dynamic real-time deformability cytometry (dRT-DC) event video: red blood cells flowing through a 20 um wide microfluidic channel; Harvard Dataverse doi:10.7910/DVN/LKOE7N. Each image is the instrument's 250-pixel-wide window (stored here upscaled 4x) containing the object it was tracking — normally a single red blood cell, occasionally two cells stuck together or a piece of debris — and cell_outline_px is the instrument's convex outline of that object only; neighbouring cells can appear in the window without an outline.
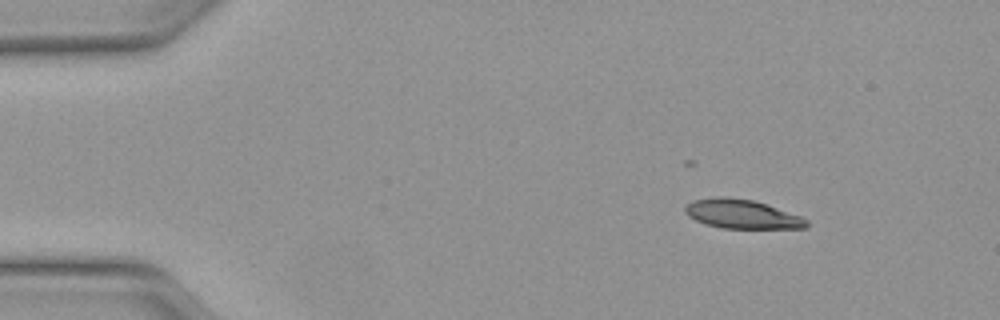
{"species": "Egyptian fruit bat (a non-hibernating species)", "species_latin": "Rousettus aegyptiacus", "temperature_condition": "warm", "stored_images_in_passage": 9, "camera_frame_rate_fps": 3000, "um_per_image_px": 0.085, "animal": {"sex": "female"}, "frame": {"image": 1, "passage_image": 1, "time_ms": 0.0, "image_size_px": [1000, 320], "cell_outline_px": [[808, 228], [720, 228], [704, 224], [688, 216], [684, 212], [684, 208], [692, 200], [716, 196], [724, 196], [752, 200], [800, 216], [808, 220]], "centroid_in_image_um": [63.01, 18.2], "position_along_channel_um": 22.0, "area_um2": 20.46}}